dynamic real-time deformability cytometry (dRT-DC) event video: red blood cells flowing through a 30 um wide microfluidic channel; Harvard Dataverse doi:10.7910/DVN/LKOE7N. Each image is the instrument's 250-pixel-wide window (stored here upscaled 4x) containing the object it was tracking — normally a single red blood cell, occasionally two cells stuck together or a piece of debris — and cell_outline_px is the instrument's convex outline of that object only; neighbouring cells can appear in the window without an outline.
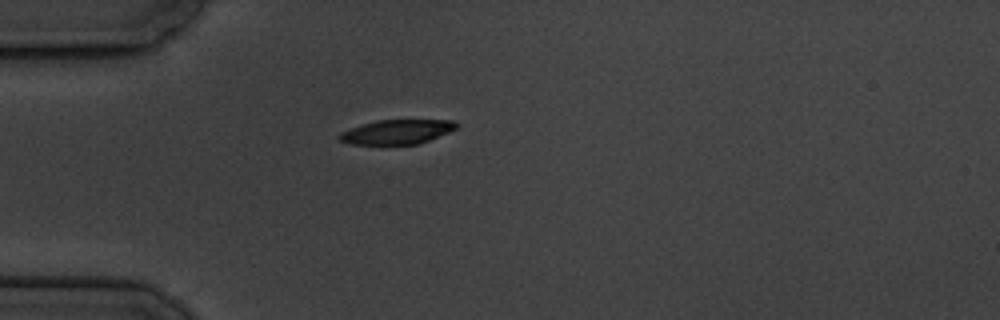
{"species": "common noctule bat (a hibernating species)", "species_latin": "Nyctalus noctula", "temperature_condition": "cold", "stored_images_in_passage": 6, "camera_frame_rate_fps": 3000, "um_per_image_px": 0.085, "animal": {"sex": "male", "body_mass_g": 19.5, "forearm_length_mm": 54.6}, "frame": {"image": 1, "passage_image": 6, "time_ms": 6.667, "image_size_px": [1000, 320], "cell_outline_px": [[456, 128], [448, 132], [428, 140], [416, 144], [352, 144], [340, 140], [336, 136], [340, 132], [376, 120], [452, 120], [456, 124]], "centroid_in_image_um": [33.7, 11.2], "position_along_channel_um": 51.3, "area_um2": 16.3}}